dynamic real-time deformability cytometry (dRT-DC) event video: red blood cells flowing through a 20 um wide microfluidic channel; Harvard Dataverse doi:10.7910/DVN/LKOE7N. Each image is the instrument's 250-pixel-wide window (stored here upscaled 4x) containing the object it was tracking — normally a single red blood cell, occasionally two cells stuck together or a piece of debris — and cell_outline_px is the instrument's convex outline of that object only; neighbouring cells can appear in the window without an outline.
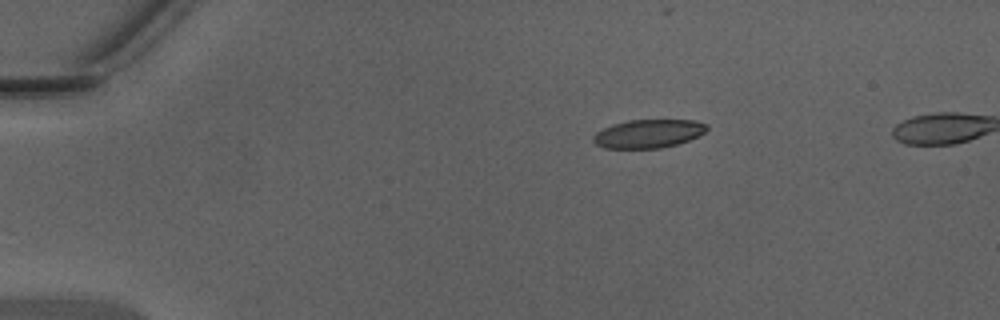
{"species": "Egyptian fruit bat (a non-hibernating species)", "species_latin": "Rousettus aegyptiacus", "temperature_condition": "warm", "stored_images_in_passage": 39, "camera_frame_rate_fps": 3000, "um_per_image_px": 0.085, "animal": {"sex": "male"}, "frame": {"image": 1, "passage_image": 1, "time_ms": 0.0, "image_size_px": [1000, 320], "cell_outline_px": [[708, 128], [704, 132], [688, 140], [676, 144], [660, 148], [604, 148], [596, 144], [592, 140], [592, 136], [596, 132], [612, 124], [628, 120], [696, 120], [708, 124]], "centroid_in_image_um": [55.09, 11.35], "position_along_channel_um": 29.9, "area_um2": 18.79}}
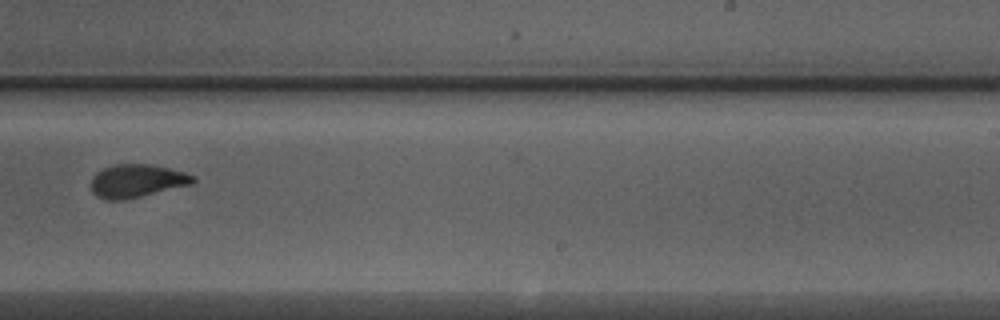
{"frame": {"image": 2, "passage_image": 23, "time_ms": 7.333, "image_size_px": [1000, 320], "cell_outline_px": [[196, 180], [192, 184], [124, 200], [104, 200], [96, 196], [92, 192], [92, 176], [96, 172], [104, 168], [116, 164], [152, 164], [184, 172], [196, 176]], "centroid_in_image_um": [11.62, 15.38], "position_along_channel_um": 277.4, "area_um2": 19.71}}
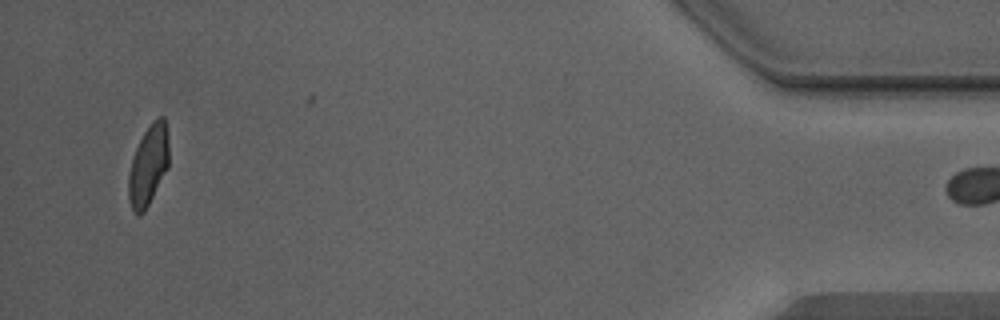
{"frame": {"image": 3, "passage_image": 38, "time_ms": 12.333, "image_size_px": [1000, 320], "cell_outline_px": [[168, 168], [144, 212], [136, 212], [132, 208], [128, 196], [128, 176], [132, 156], [144, 132], [152, 120], [156, 116], [164, 116], [168, 132]], "centroid_in_image_um": [12.62, 13.98], "position_along_channel_um": 422.6, "area_um2": 18.84}}